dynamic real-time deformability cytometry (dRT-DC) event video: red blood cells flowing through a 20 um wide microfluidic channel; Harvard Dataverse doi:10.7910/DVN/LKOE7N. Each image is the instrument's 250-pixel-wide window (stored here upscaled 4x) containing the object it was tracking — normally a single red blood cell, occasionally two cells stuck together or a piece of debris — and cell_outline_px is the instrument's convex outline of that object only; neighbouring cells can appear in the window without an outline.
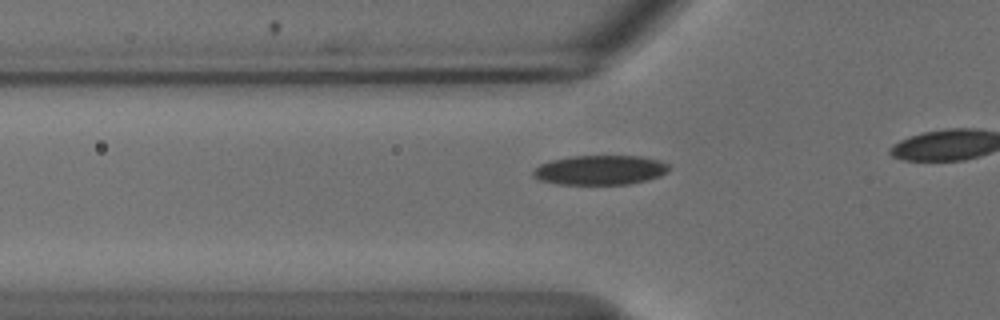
{"species": "common noctule bat (a hibernating species)", "species_latin": "Nyctalus noctula", "temperature_condition": "cold", "stored_images_in_passage": 21, "camera_frame_rate_fps": 3000, "um_per_image_px": 0.085, "animal": {"sex": "male", "body_mass_g": 18.8}, "frame": {"image": 1, "passage_image": 15, "time_ms": 4.667, "image_size_px": [1000, 320], "cell_outline_px": [[668, 172], [660, 176], [648, 180], [628, 184], [556, 184], [540, 180], [532, 176], [532, 172], [540, 164], [548, 160], [572, 156], [640, 156], [660, 160], [668, 164]], "centroid_in_image_um": [51.0, 14.45], "position_along_channel_um": 74.8, "area_um2": 23.52}}